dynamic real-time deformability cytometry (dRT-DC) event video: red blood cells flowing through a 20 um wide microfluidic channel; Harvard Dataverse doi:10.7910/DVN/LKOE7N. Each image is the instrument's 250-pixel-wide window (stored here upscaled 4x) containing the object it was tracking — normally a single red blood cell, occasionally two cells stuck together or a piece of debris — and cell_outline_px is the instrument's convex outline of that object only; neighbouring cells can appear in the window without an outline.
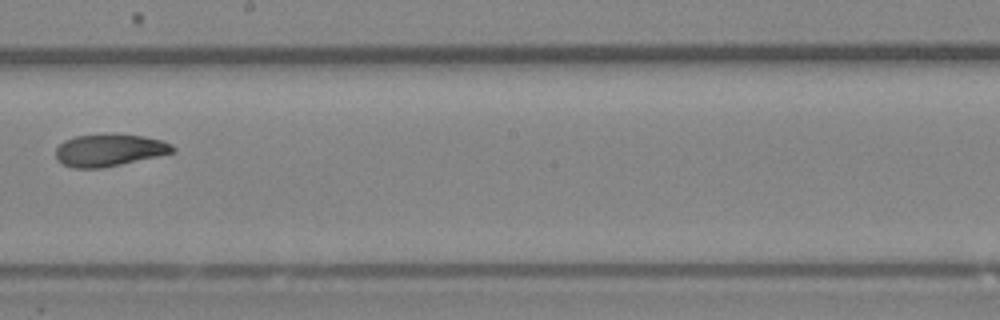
{"species": "Egyptian fruit bat (a non-hibernating species)", "species_latin": "Rousettus aegyptiacus", "temperature_condition": "room temperature", "stored_images_in_passage": 10, "camera_frame_rate_fps": 3000, "um_per_image_px": 0.085, "animal": {"sex": "female"}, "frame": {"image": 1, "passage_image": 9, "time_ms": 2.667, "image_size_px": [1000, 320], "cell_outline_px": [[176, 152], [120, 164], [100, 168], [76, 168], [64, 164], [56, 156], [56, 148], [64, 140], [76, 136], [144, 136], [160, 140], [172, 144], [176, 148]], "centroid_in_image_um": [9.32, 12.79], "position_along_channel_um": 238.9, "area_um2": 21.1}}
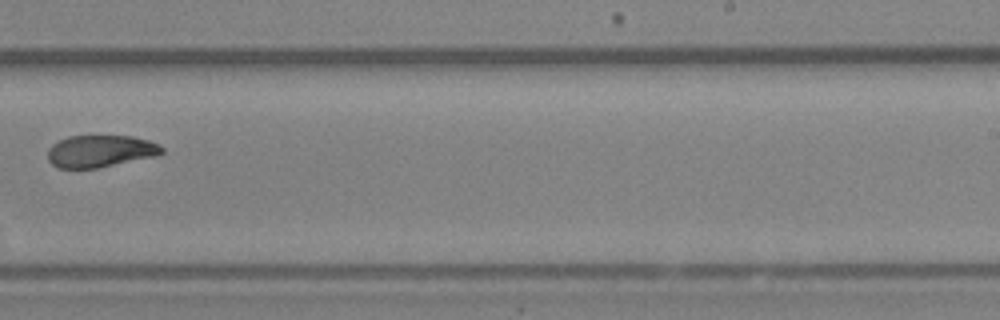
{"frame": {"image": 2, "passage_image": 10, "time_ms": 3.0, "image_size_px": [1000, 320], "cell_outline_px": [[164, 152], [156, 156], [96, 168], [56, 168], [48, 160], [48, 148], [52, 144], [68, 136], [132, 136], [148, 140], [160, 144], [164, 148]], "centroid_in_image_um": [8.53, 12.84], "position_along_channel_um": 280.5, "area_um2": 21.39}}